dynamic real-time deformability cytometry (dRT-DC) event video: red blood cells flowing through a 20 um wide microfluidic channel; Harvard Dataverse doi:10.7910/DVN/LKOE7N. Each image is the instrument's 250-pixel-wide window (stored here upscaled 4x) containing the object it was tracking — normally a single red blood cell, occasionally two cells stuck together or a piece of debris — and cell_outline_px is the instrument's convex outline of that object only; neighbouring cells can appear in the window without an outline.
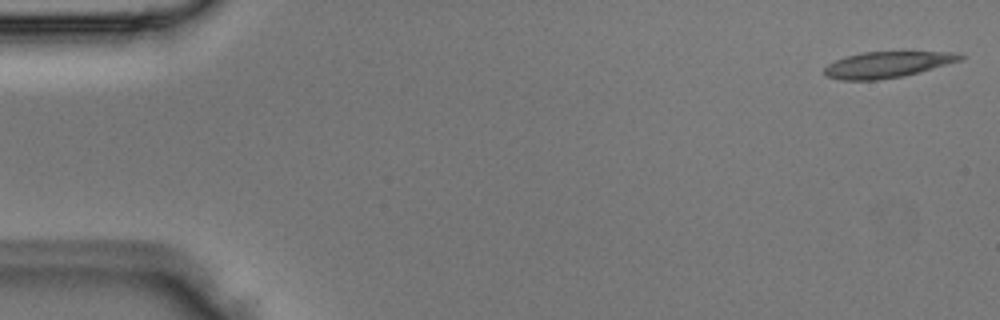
{"species": "Egyptian fruit bat (a non-hibernating species)", "species_latin": "Rousettus aegyptiacus", "temperature_condition": "room temperature", "stored_images_in_passage": 5, "segment_of_instrument_passage": [1, 2], "camera_frame_rate_fps": 3000, "um_per_image_px": 0.085, "animal": {"sex": "male"}, "frame": {"image": 1, "passage_image": 1, "time_ms": 0.0, "image_size_px": [1000, 320], "cell_outline_px": [[964, 60], [920, 72], [904, 76], [876, 80], [840, 80], [828, 76], [824, 72], [824, 68], [828, 64], [836, 60], [848, 56], [864, 52], [956, 52], [964, 56]], "centroid_in_image_um": [75.47, 5.49], "position_along_channel_um": 9.5, "area_um2": 20.58}}
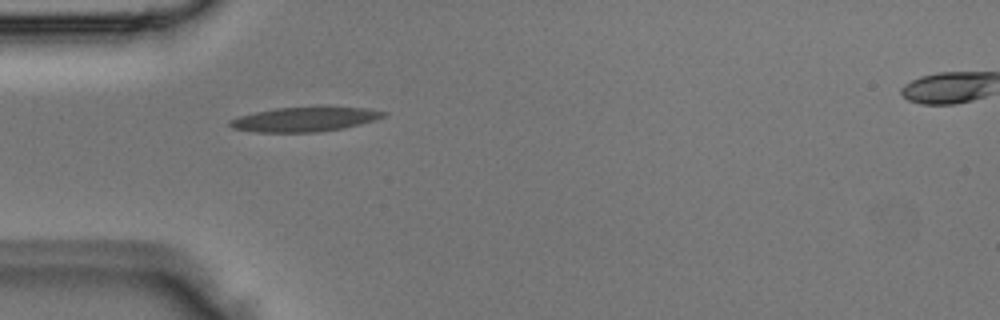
{"frame": {"image": 2, "passage_image": 4, "time_ms": 1.0, "image_size_px": [1000, 320], "cell_outline_px": [[388, 112], [384, 116], [376, 120], [344, 128], [320, 132], [256, 132], [232, 128], [228, 124], [228, 120], [240, 116], [256, 112], [276, 108], [364, 108]], "centroid_in_image_um": [25.87, 10.16], "position_along_channel_um": 59.1, "area_um2": 21.5}}